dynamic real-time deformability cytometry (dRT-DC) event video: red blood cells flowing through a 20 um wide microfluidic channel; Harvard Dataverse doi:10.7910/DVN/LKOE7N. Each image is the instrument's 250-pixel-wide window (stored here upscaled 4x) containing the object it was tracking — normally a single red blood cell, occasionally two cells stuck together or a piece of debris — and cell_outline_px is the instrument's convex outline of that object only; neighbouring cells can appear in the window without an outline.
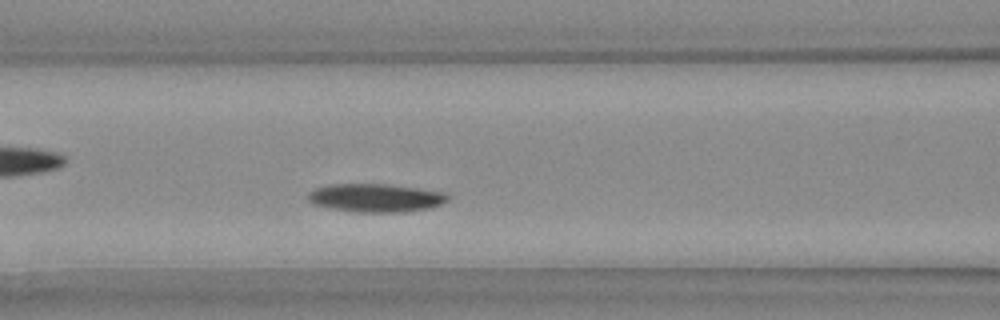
{"species": "Egyptian fruit bat (a non-hibernating species)", "species_latin": "Rousettus aegyptiacus", "temperature_condition": "warm", "stored_images_in_passage": 23, "camera_frame_rate_fps": 3000, "um_per_image_px": 0.085, "animal": {"sex": "female"}, "frame": {"image": 1, "passage_image": 7, "time_ms": 2.0, "image_size_px": [1000, 320], "cell_outline_px": [[448, 200], [440, 204], [428, 208], [404, 212], [356, 212], [332, 208], [312, 204], [308, 200], [308, 192], [316, 188], [332, 184], [388, 184], [444, 192], [448, 196]], "centroid_in_image_um": [31.91, 16.82], "position_along_channel_um": 134.7, "area_um2": 22.89}}